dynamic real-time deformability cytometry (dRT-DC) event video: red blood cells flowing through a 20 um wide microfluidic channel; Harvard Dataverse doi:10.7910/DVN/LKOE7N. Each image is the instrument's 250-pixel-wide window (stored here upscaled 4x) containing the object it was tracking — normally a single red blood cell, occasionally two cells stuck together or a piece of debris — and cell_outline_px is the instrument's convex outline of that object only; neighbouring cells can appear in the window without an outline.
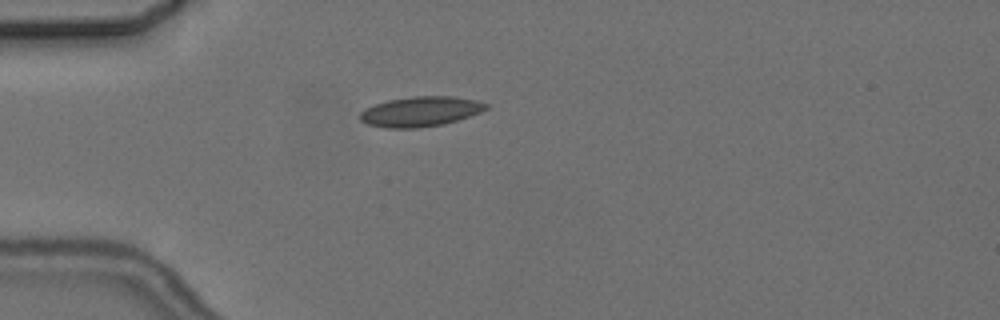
{"species": "common noctule bat (a hibernating species)", "species_latin": "Nyctalus noctula", "temperature_condition": "cold", "stored_images_in_passage": 1, "camera_frame_rate_fps": 3000, "um_per_image_px": 0.085, "animal": {"sex": "female", "body_mass_g": 24.6, "forearm_length_mm": 56.2}, "frame": {"image": 1, "passage_image": 1, "time_ms": 0.0, "image_size_px": [1000, 320], "cell_outline_px": [[488, 108], [480, 112], [444, 124], [416, 128], [384, 128], [368, 124], [360, 120], [360, 112], [364, 108], [388, 100], [412, 96], [452, 96], [476, 100], [488, 104]], "centroid_in_image_um": [35.71, 9.48], "position_along_channel_um": 49.3, "area_um2": 21.96}}